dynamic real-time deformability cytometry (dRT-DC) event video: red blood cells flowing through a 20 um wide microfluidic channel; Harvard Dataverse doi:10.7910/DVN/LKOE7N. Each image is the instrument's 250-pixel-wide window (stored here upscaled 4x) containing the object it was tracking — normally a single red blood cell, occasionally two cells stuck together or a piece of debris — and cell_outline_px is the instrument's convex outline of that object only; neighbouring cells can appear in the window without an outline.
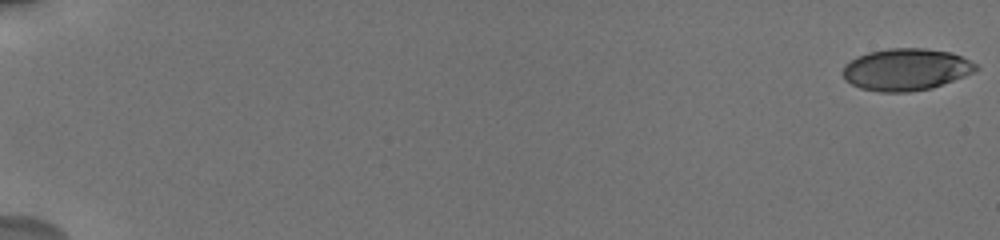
{"species": "human", "species_latin": "Homo sapiens", "temperature_condition": "cold", "stored_images_in_passage": 32, "camera_frame_rate_fps": 3000, "um_per_image_px": 0.085, "donor": {"sex": "male"}, "frame": {"image": 1, "passage_image": 1, "time_ms": 0.0, "image_size_px": [1000, 240], "cell_outline_px": [[980, 68], [976, 72], [932, 88], [908, 92], [880, 92], [860, 88], [852, 84], [844, 76], [844, 64], [856, 56], [868, 52], [888, 48], [924, 48], [952, 52], [976, 64]], "centroid_in_image_um": [77.03, 5.9], "position_along_channel_um": 8.0, "area_um2": 32.6}}
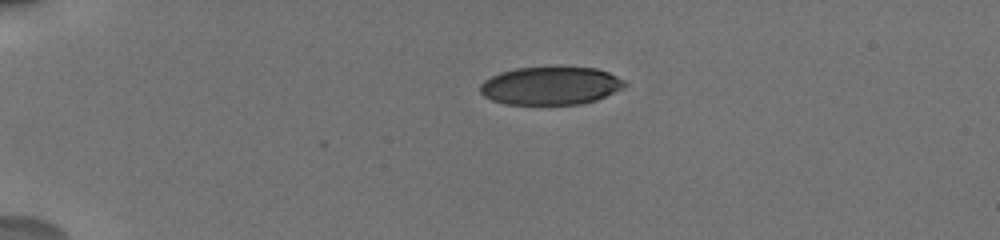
{"frame": {"image": 2, "passage_image": 18, "time_ms": 4.667, "image_size_px": [1000, 240], "cell_outline_px": [[628, 84], [624, 88], [596, 100], [580, 104], [504, 104], [492, 100], [484, 96], [480, 92], [480, 84], [484, 80], [500, 72], [516, 68], [596, 68], [608, 72], [624, 80]], "centroid_in_image_um": [46.8, 7.3], "position_along_channel_um": 38.2, "area_um2": 31.85}}